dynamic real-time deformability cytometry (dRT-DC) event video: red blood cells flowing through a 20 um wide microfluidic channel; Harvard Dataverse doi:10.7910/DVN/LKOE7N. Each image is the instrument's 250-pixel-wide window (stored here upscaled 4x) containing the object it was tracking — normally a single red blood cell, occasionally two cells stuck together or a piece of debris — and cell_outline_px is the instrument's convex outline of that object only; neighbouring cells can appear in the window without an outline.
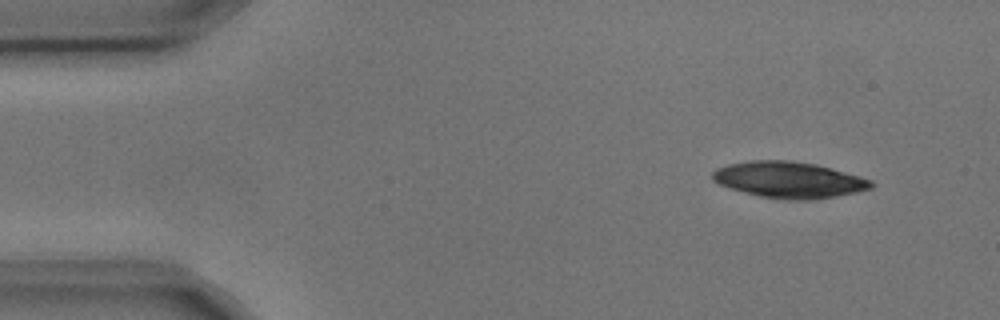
{"species": "common noctule bat (a hibernating species)", "species_latin": "Nyctalus noctula", "temperature_condition": "cold", "stored_images_in_passage": 3, "camera_frame_rate_fps": 3000, "um_per_image_px": 0.085, "animal": {"sex": "male", "body_mass_g": 17.9, "forearm_length_mm": 54.2}, "frame": {"image": 1, "passage_image": 1, "time_ms": 0.0, "image_size_px": [1000, 320], "cell_outline_px": [[876, 184], [872, 188], [856, 192], [812, 200], [788, 200], [760, 196], [732, 188], [720, 184], [712, 180], [712, 172], [716, 168], [728, 164], [748, 160], [792, 160], [816, 164], [860, 176], [872, 180]], "centroid_in_image_um": [67.08, 15.27], "position_along_channel_um": 17.9, "area_um2": 33.47}}